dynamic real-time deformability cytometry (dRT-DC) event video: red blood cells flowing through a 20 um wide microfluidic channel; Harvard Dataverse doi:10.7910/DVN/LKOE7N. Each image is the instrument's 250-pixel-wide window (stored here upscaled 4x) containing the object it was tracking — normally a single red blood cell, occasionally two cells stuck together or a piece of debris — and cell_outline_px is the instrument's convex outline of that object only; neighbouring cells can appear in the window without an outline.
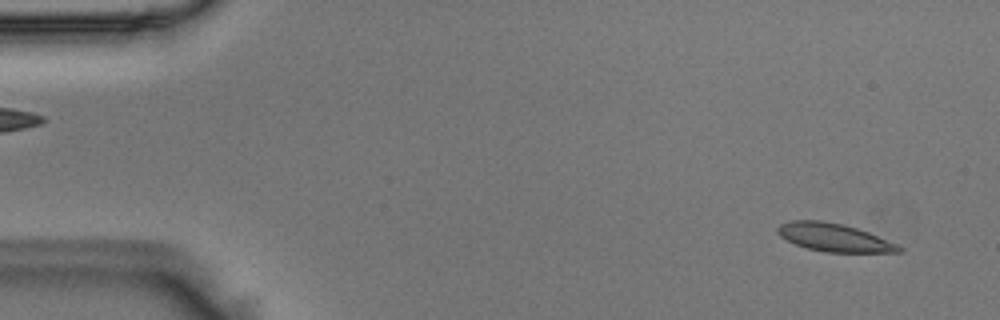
{"species": "Egyptian fruit bat (a non-hibernating species)", "species_latin": "Rousettus aegyptiacus", "temperature_condition": "room temperature", "stored_images_in_passage": 50, "camera_frame_rate_fps": 3000, "um_per_image_px": 0.085, "animal": {"sex": "male"}, "frame": {"image": 1, "passage_image": 3, "time_ms": 0.667, "image_size_px": [1000, 320], "cell_outline_px": [[904, 252], [824, 252], [808, 248], [796, 244], [780, 236], [776, 232], [776, 228], [780, 224], [788, 220], [820, 220], [840, 224], [856, 228], [868, 232], [896, 244], [904, 248]], "centroid_in_image_um": [70.87, 20.18], "position_along_channel_um": 14.1, "area_um2": 19.65}}
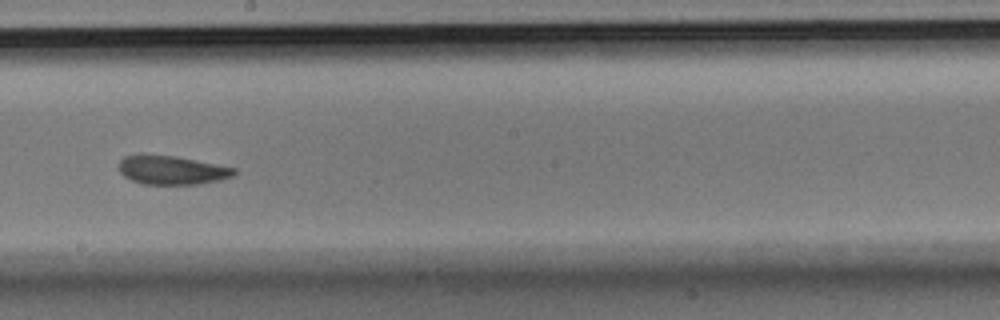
{"frame": {"image": 2, "passage_image": 28, "time_ms": 9.0, "image_size_px": [1000, 320], "cell_outline_px": [[236, 172], [232, 176], [220, 180], [196, 184], [144, 184], [132, 180], [124, 176], [120, 172], [116, 164], [124, 156], [140, 152], [144, 152], [176, 156], [236, 168]], "centroid_in_image_um": [14.52, 14.42], "position_along_channel_um": 233.7, "area_um2": 19.83}}
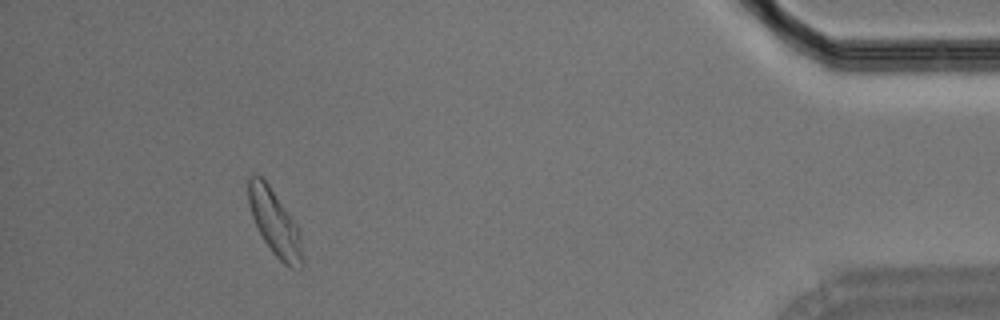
{"frame": {"image": 3, "passage_image": 46, "time_ms": 15.0, "image_size_px": [1000, 320], "cell_outline_px": [[304, 264], [300, 268], [292, 268], [284, 264], [272, 252], [264, 240], [252, 216], [248, 204], [248, 176], [252, 172], [260, 176], [268, 184], [296, 224], [300, 232]], "centroid_in_image_um": [23.35, 18.94], "position_along_channel_um": 411.9, "area_um2": 20.46}}